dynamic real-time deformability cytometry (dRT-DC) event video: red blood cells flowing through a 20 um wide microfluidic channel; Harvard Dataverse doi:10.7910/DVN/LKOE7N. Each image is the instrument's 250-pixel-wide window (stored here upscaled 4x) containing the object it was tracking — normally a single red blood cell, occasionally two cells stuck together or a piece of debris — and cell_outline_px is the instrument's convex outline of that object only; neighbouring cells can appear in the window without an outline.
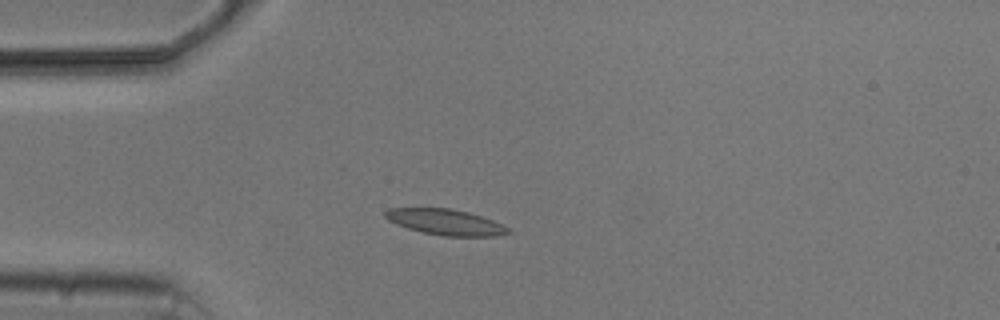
{"species": "common noctule bat (a hibernating species)", "species_latin": "Nyctalus noctula", "temperature_condition": "cold", "stored_images_in_passage": 3, "camera_frame_rate_fps": 3000, "um_per_image_px": 0.085, "animal": {"sex": "male", "body_mass_g": 20.5, "forearm_length_mm": 52.5}, "frame": {"image": 1, "passage_image": 3, "time_ms": 3.667, "image_size_px": [1000, 320], "cell_outline_px": [[512, 232], [496, 236], [444, 236], [424, 232], [408, 228], [396, 224], [388, 220], [384, 216], [384, 212], [388, 208], [452, 208], [468, 212], [492, 220], [508, 228]], "centroid_in_image_um": [37.84, 18.87], "position_along_channel_um": 47.2, "area_um2": 18.32}}